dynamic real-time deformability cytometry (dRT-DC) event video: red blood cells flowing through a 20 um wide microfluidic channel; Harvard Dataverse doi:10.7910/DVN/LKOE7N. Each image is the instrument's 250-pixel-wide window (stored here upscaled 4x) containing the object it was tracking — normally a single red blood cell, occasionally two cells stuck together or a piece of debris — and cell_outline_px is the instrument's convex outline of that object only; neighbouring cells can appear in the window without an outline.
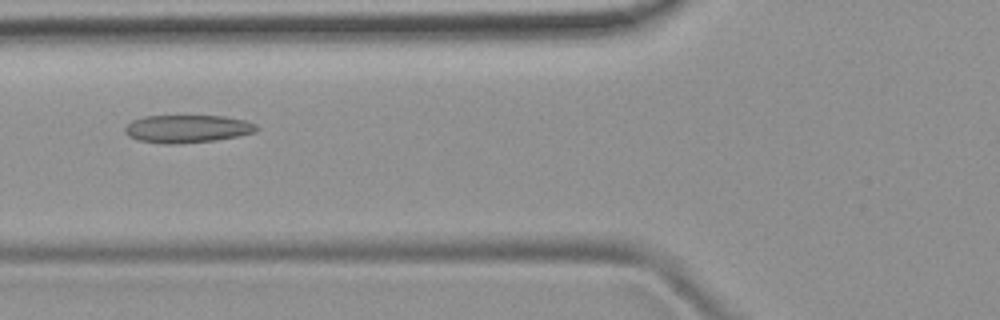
{"species": "common noctule bat (a hibernating species)", "species_latin": "Nyctalus noctula", "temperature_condition": "room temperature", "stored_images_in_passage": 38, "camera_frame_rate_fps": 3000, "um_per_image_px": 0.085, "animal": {"sex": "female", "body_mass_g": 19.9}, "frame": {"image": 1, "passage_image": 7, "time_ms": 2.0, "image_size_px": [1000, 320], "cell_outline_px": [[260, 128], [256, 132], [216, 140], [172, 144], [164, 144], [136, 140], [128, 136], [124, 132], [124, 128], [132, 120], [144, 116], [224, 116], [244, 120], [256, 124]], "centroid_in_image_um": [15.9, 10.95], "position_along_channel_um": 109.9, "area_um2": 21.39}}
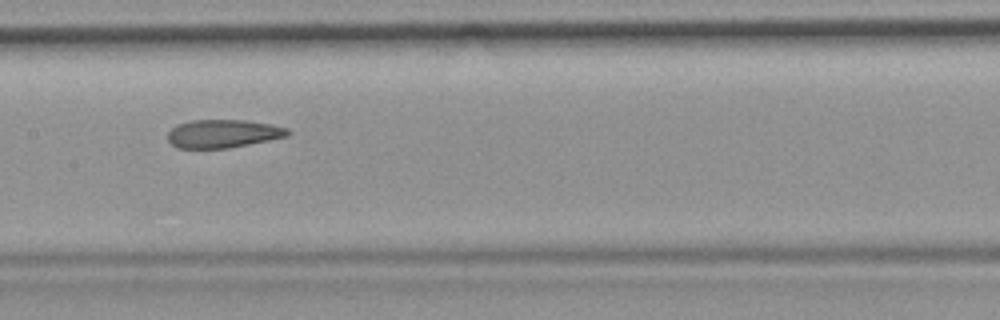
{"frame": {"image": 2, "passage_image": 13, "time_ms": 4.0, "image_size_px": [1000, 320], "cell_outline_px": [[292, 132], [288, 136], [228, 148], [176, 148], [168, 140], [168, 132], [176, 124], [192, 120], [244, 120], [272, 124], [288, 128]], "centroid_in_image_um": [18.96, 11.35], "position_along_channel_um": 188.4, "area_um2": 19.77}}
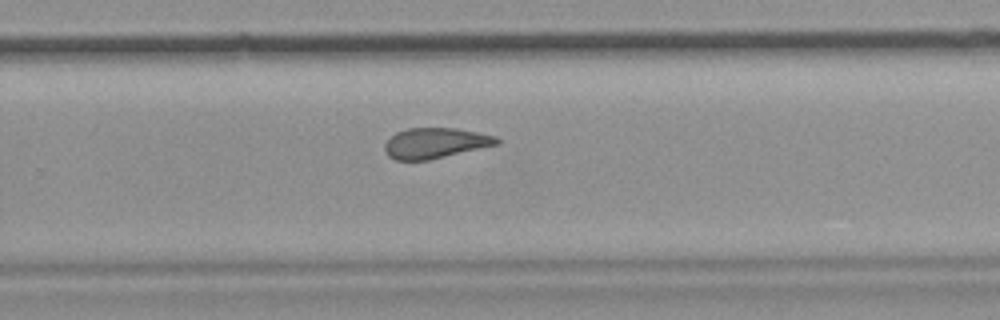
{"frame": {"image": 3, "passage_image": 21, "time_ms": 6.667, "image_size_px": [1000, 320], "cell_outline_px": [[500, 144], [428, 160], [396, 160], [388, 156], [384, 148], [384, 144], [396, 132], [408, 128], [456, 128], [496, 136], [500, 140]], "centroid_in_image_um": [37.0, 12.16], "position_along_channel_um": 292.8, "area_um2": 19.83}, "authors_computed_cell_mechanics": {"area_um2": 20.9814, "velocity_mm_per_s": 3.9394, "shape_relaxation_time_tau1_ms": null, "shape_relaxation_time_tau2_ms": 2.5513, "deformation_change_tau1": null, "deformation_change_tau2": 0.1034}}